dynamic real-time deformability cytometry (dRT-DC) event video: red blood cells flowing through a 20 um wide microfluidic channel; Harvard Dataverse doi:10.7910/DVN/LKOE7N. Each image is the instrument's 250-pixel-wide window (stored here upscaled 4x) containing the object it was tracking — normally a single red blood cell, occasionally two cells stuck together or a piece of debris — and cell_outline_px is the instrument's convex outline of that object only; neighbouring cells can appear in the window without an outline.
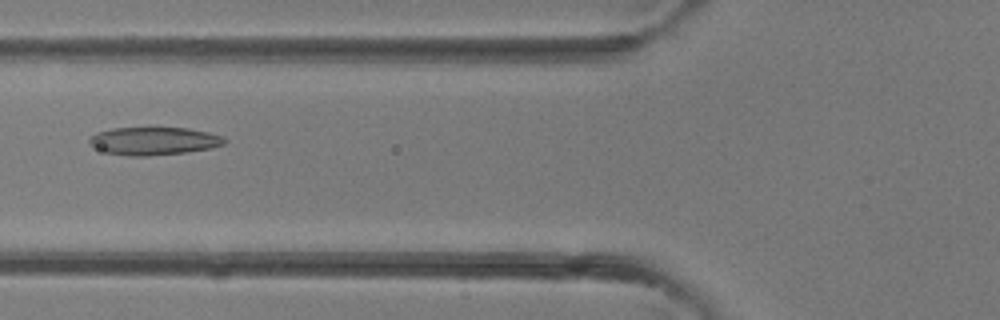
{"species": "common noctule bat (a hibernating species)", "species_latin": "Nyctalus noctula", "temperature_condition": "room temperature", "stored_images_in_passage": 30, "camera_frame_rate_fps": 3000, "um_per_image_px": 0.085, "animal": {"sex": "female"}, "frame": {"image": 1, "passage_image": 6, "time_ms": 1.667, "image_size_px": [1000, 320], "cell_outline_px": [[228, 140], [224, 144], [212, 148], [188, 152], [148, 156], [128, 156], [104, 152], [92, 148], [88, 144], [88, 140], [96, 132], [112, 128], [188, 128], [208, 132], [220, 136]], "centroid_in_image_um": [13.03, 11.99], "position_along_channel_um": 112.8, "area_um2": 22.2}}
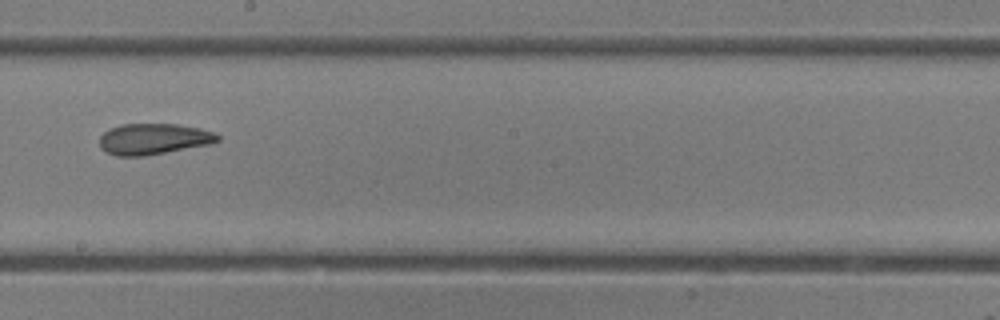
{"frame": {"image": 2, "passage_image": 13, "time_ms": 4.0, "image_size_px": [1000, 320], "cell_outline_px": [[220, 140], [212, 144], [144, 156], [116, 156], [104, 152], [100, 148], [100, 136], [104, 132], [120, 124], [176, 124], [200, 128], [212, 132], [220, 136]], "centroid_in_image_um": [13.04, 11.82], "position_along_channel_um": 235.2, "area_um2": 21.44}}
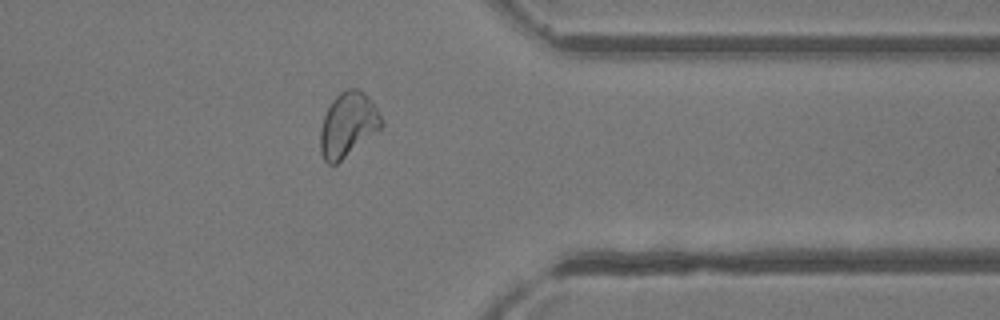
{"frame": {"image": 3, "passage_image": 22, "time_ms": 7.0, "image_size_px": [1000, 320], "cell_outline_px": [[384, 124], [380, 128], [336, 164], [328, 164], [324, 160], [320, 152], [320, 128], [324, 116], [332, 100], [340, 92], [348, 88], [360, 88], [372, 100], [384, 120]], "centroid_in_image_um": [29.57, 10.56], "position_along_channel_um": 381.8, "area_um2": 22.89}}